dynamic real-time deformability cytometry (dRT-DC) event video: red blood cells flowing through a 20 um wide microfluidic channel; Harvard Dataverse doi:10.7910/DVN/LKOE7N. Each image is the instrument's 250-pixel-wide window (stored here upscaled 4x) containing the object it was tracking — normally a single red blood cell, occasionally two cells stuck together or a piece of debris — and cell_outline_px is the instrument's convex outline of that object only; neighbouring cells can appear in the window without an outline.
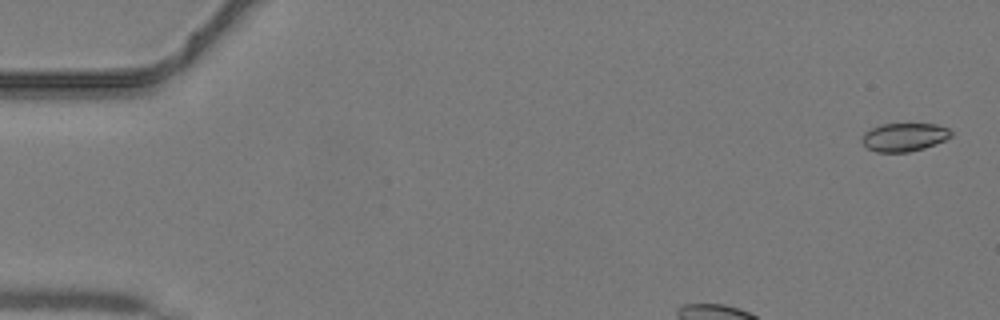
{"species": "common noctule bat (a hibernating species)", "species_latin": "Nyctalus noctula", "temperature_condition": "warm", "stored_images_in_passage": 41, "camera_frame_rate_fps": 3000, "um_per_image_px": 0.085, "animal": {"sex": "male", "body_mass_g": 19.2, "forearm_length_mm": 51.8}, "frame": {"image": 1, "passage_image": 2, "time_ms": 0.333, "image_size_px": [1000, 320], "cell_outline_px": [[952, 136], [936, 144], [924, 148], [908, 152], [876, 152], [868, 148], [860, 140], [864, 132], [880, 124], [936, 124], [948, 128], [952, 132]], "centroid_in_image_um": [76.85, 11.65], "position_along_channel_um": 8.2, "area_um2": 14.74}}
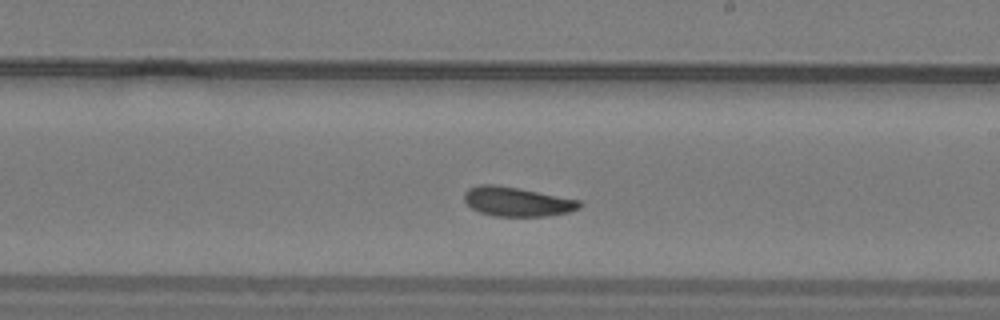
{"frame": {"image": 2, "passage_image": 22, "time_ms": 7.0, "image_size_px": [1000, 320], "cell_outline_px": [[584, 204], [580, 208], [568, 212], [544, 216], [496, 216], [480, 212], [472, 208], [464, 200], [464, 192], [468, 188], [480, 184], [496, 184], [520, 188], [580, 200]], "centroid_in_image_um": [43.95, 17.12], "position_along_channel_um": 245.0, "area_um2": 19.77}}
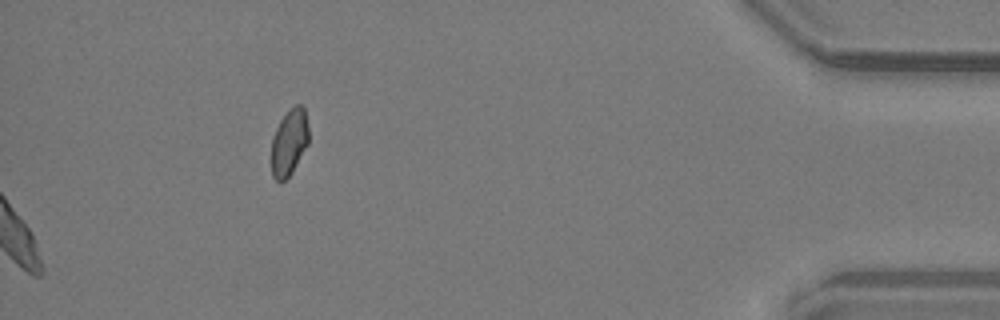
{"frame": {"image": 3, "passage_image": 41, "time_ms": 13.333, "image_size_px": [1000, 320], "cell_outline_px": [[308, 144], [292, 172], [284, 180], [276, 180], [272, 176], [272, 136], [280, 120], [296, 104], [300, 104], [304, 108], [308, 124]], "centroid_in_image_um": [24.59, 12.09], "position_along_channel_um": 410.6, "area_um2": 14.22}}